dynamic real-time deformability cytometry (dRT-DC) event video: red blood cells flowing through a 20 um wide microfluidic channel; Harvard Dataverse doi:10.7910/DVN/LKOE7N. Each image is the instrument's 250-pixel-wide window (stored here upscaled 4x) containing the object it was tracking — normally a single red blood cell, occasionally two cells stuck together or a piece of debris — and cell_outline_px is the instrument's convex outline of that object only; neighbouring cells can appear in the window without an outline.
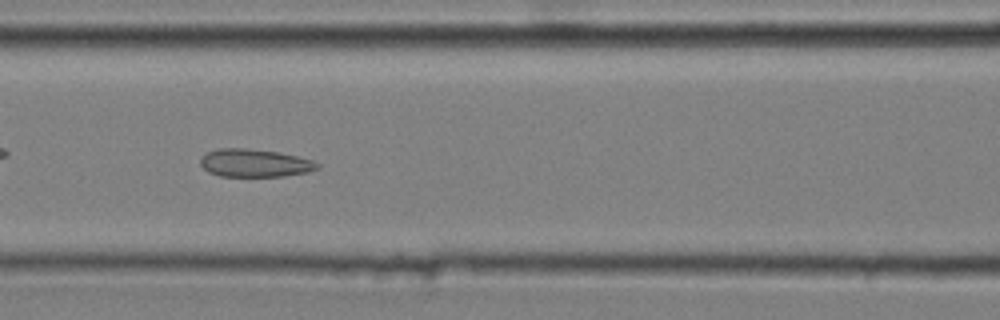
{"species": "common noctule bat (a hibernating species)", "species_latin": "Nyctalus noctula", "temperature_condition": "cold", "stored_images_in_passage": 8, "camera_frame_rate_fps": 3000, "um_per_image_px": 0.085, "animal": {"sex": "male", "body_mass_g": 20.4}, "frame": {"image": 1, "passage_image": 8, "time_ms": 2.333, "image_size_px": [1000, 320], "cell_outline_px": [[320, 168], [308, 172], [284, 176], [220, 176], [208, 172], [200, 164], [200, 160], [208, 152], [220, 148], [248, 148], [276, 152], [296, 156], [312, 160], [320, 164]], "centroid_in_image_um": [21.67, 13.86], "position_along_channel_um": 144.9, "area_um2": 18.9}}